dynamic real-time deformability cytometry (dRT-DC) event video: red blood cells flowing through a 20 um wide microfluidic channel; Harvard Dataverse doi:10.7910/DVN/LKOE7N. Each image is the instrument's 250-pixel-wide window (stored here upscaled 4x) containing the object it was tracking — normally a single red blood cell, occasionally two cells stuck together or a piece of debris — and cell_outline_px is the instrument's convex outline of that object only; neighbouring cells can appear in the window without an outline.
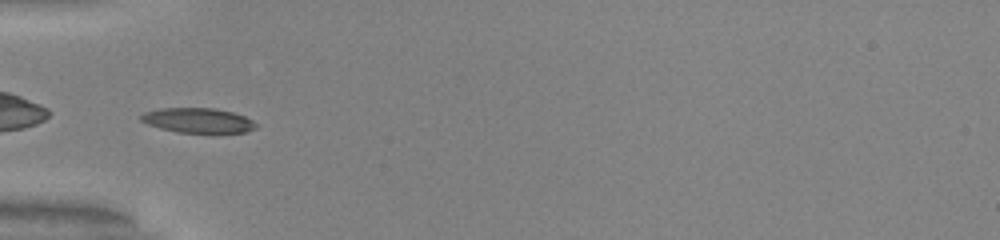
{"species": "common noctule bat (a hibernating species)", "species_latin": "Nyctalus noctula", "temperature_condition": "warm", "stored_images_in_passage": 35, "camera_frame_rate_fps": 3000, "um_per_image_px": 0.085, "animal": {"sex": "male", "body_mass_g": 20.0, "forearm_length_mm": 53.3}, "frame": {"image": 1, "passage_image": 1, "time_ms": 0.0, "image_size_px": [1000, 240], "cell_outline_px": [[256, 128], [244, 132], [176, 132], [160, 128], [148, 124], [140, 120], [140, 116], [144, 112], [160, 108], [216, 108], [232, 112], [244, 116], [252, 120], [256, 124]], "centroid_in_image_um": [16.8, 10.22], "position_along_channel_um": 68.2, "area_um2": 16.47}}
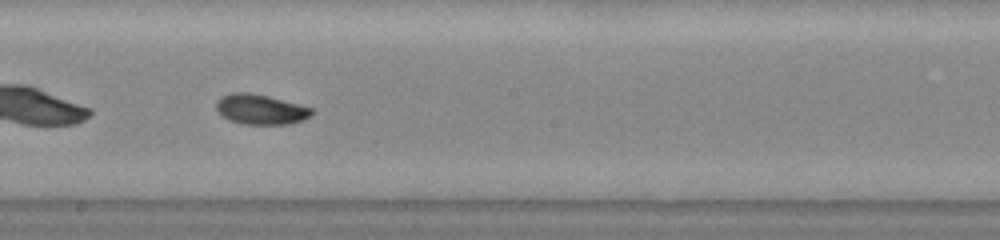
{"frame": {"image": 2, "passage_image": 13, "time_ms": 4.0, "image_size_px": [1000, 240], "cell_outline_px": [[316, 112], [312, 116], [304, 120], [288, 124], [244, 124], [228, 120], [220, 116], [216, 112], [216, 100], [220, 96], [232, 92], [248, 92], [268, 96], [312, 108]], "centroid_in_image_um": [22.12, 9.3], "position_along_channel_um": 226.1, "area_um2": 17.05}}
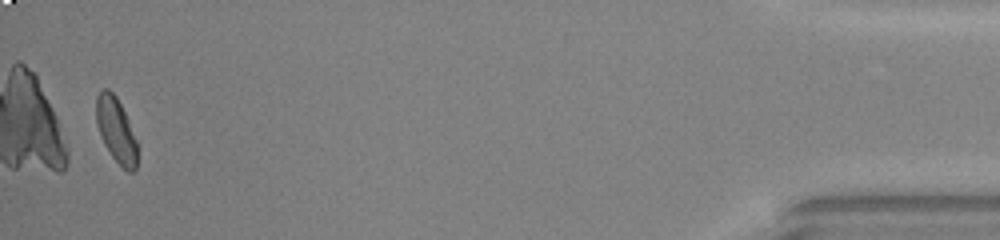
{"frame": {"image": 3, "passage_image": 34, "time_ms": 11.0, "image_size_px": [1000, 240], "cell_outline_px": [[136, 168], [132, 172], [128, 172], [112, 156], [104, 144], [96, 124], [96, 96], [104, 88], [108, 88], [116, 96], [128, 120], [136, 140]], "centroid_in_image_um": [9.84, 11.03], "position_along_channel_um": 425.4, "area_um2": 15.2}, "authors_computed_cell_mechanics": {"area_um2": 16.2418, "velocity_mm_per_s": 3.9871, "shape_relaxation_time_tau1_ms": 7.4169, "shape_relaxation_time_tau2_ms": null, "deformation_change_tau1": 0.2347, "deformation_change_tau2": null}}